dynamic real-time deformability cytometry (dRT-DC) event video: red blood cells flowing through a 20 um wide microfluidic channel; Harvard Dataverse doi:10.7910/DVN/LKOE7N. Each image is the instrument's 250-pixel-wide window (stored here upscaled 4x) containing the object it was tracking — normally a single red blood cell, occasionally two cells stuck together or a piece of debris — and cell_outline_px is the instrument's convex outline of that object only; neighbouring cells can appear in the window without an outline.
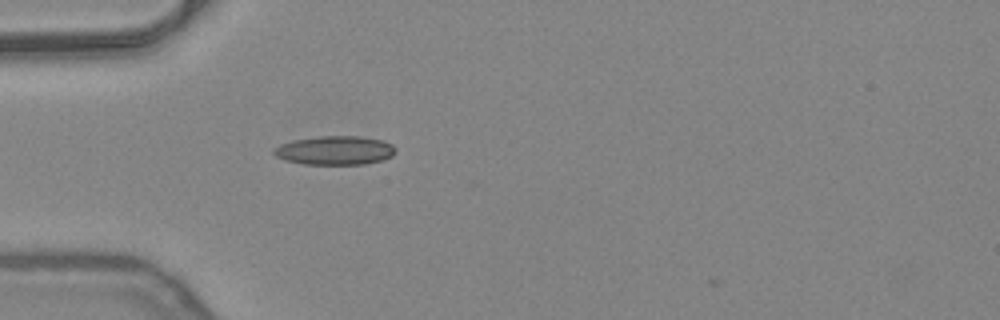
{"species": "common noctule bat (a hibernating species)", "species_latin": "Nyctalus noctula", "temperature_condition": "warm", "stored_images_in_passage": 3, "camera_frame_rate_fps": 3000, "um_per_image_px": 0.085, "animal": {"sex": "female", "body_mass_g": 24.6, "forearm_length_mm": 56.2}, "frame": {"image": 1, "passage_image": 1, "time_ms": 0.0, "image_size_px": [1000, 320], "cell_outline_px": [[396, 152], [392, 156], [384, 160], [364, 164], [304, 164], [284, 160], [276, 156], [272, 152], [272, 148], [280, 144], [292, 140], [320, 136], [360, 136], [384, 140], [392, 144], [396, 148]], "centroid_in_image_um": [28.48, 12.78], "position_along_channel_um": 56.5, "area_um2": 20.75}}